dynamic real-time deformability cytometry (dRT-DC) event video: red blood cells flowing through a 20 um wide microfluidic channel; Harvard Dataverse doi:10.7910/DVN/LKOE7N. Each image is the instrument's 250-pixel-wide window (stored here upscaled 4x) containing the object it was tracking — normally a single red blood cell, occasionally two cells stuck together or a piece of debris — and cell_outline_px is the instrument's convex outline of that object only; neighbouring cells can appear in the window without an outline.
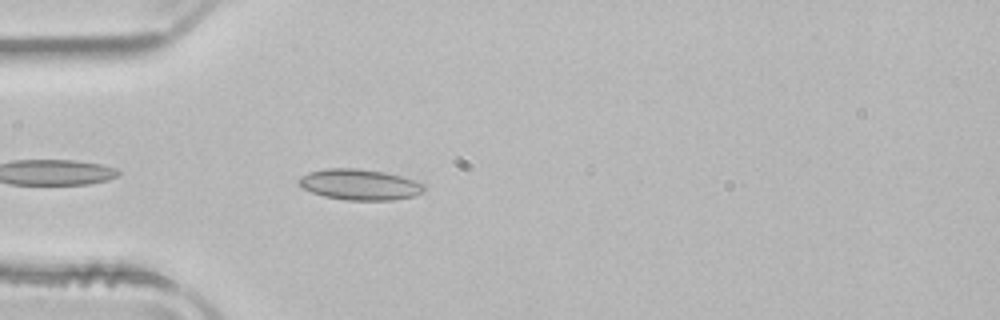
{"species": "common noctule bat (a hibernating species)", "species_latin": "Nyctalus noctula", "temperature_condition": "room temperature", "stored_images_in_passage": 2, "camera_frame_rate_fps": 3000, "um_per_image_px": 0.085, "animal": {"sex": "male", "body_mass_g": 21.5, "forearm_length_mm": 52.0}, "frame": {"image": 1, "passage_image": 2, "time_ms": 0.333, "image_size_px": [1000, 320], "cell_outline_px": [[424, 192], [412, 196], [392, 200], [344, 200], [324, 196], [300, 188], [296, 184], [296, 180], [300, 176], [308, 172], [328, 168], [356, 168], [384, 172], [416, 180], [424, 184]], "centroid_in_image_um": [30.51, 15.68], "position_along_channel_um": 54.5, "area_um2": 22.72}}